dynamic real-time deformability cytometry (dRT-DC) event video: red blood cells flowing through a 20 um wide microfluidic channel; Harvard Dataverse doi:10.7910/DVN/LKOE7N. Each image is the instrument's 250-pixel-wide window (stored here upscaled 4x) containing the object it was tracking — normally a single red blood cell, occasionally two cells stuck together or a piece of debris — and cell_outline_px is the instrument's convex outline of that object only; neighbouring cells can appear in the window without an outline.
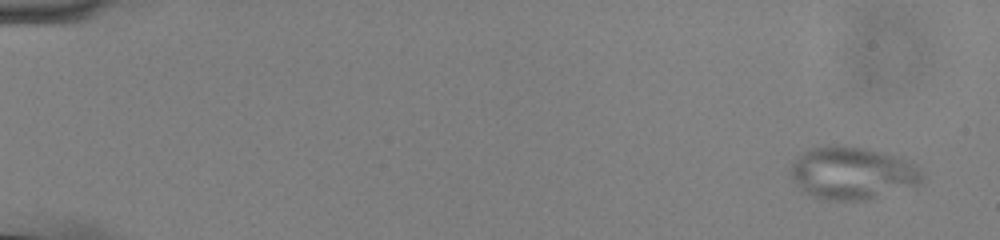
{"species": "common noctule bat (a hibernating species)", "species_latin": "Nyctalus noctula", "temperature_condition": "cold", "stored_images_in_passage": 54, "camera_frame_rate_fps": 3000, "um_per_image_px": 0.085, "animal": {"sex": "male", "body_mass_g": 13.0, "forearm_length_mm": 53.1}, "frame": {"image": 1, "passage_image": 1, "time_ms": 0.0, "image_size_px": [1000, 240], "cell_outline_px": [[924, 180], [916, 188], [868, 200], [828, 200], [804, 192], [796, 184], [792, 176], [792, 164], [796, 156], [808, 148], [828, 144], [836, 144], [864, 148], [888, 152], [912, 160], [920, 168], [924, 176]], "centroid_in_image_um": [72.56, 14.69], "position_along_channel_um": 12.4, "area_um2": 41.5}}
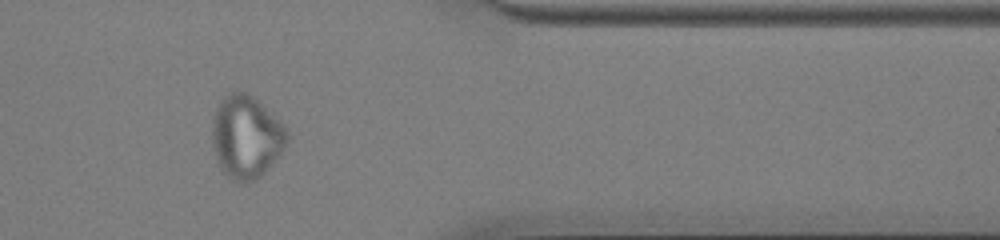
{"frame": {"image": 2, "passage_image": 45, "time_ms": 14.667, "image_size_px": [1000, 240], "cell_outline_px": [[288, 140], [284, 148], [264, 172], [256, 180], [244, 184], [232, 180], [220, 168], [216, 160], [212, 148], [212, 120], [216, 108], [220, 100], [224, 96], [232, 92], [244, 92], [252, 96], [284, 124], [288, 128]], "centroid_in_image_um": [20.9, 11.65], "position_along_channel_um": 390.5, "area_um2": 36.24}}
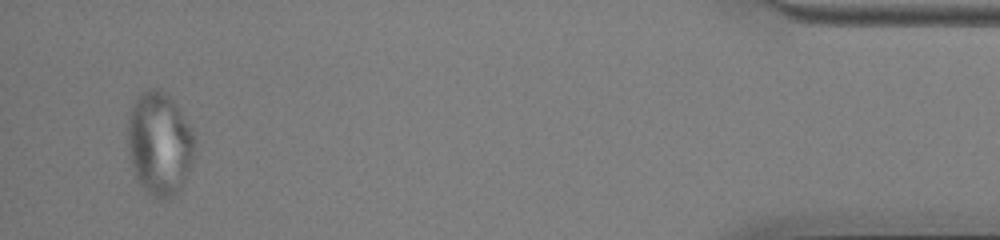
{"frame": {"image": 3, "passage_image": 52, "time_ms": 17.0, "image_size_px": [1000, 240], "cell_outline_px": [[196, 140], [192, 160], [188, 172], [180, 192], [164, 200], [156, 200], [140, 184], [136, 176], [132, 164], [128, 148], [128, 112], [136, 96], [140, 92], [148, 88], [156, 88], [164, 92], [172, 100], [192, 128]], "centroid_in_image_um": [13.56, 12.2], "position_along_channel_um": 421.6, "area_um2": 40.58}}